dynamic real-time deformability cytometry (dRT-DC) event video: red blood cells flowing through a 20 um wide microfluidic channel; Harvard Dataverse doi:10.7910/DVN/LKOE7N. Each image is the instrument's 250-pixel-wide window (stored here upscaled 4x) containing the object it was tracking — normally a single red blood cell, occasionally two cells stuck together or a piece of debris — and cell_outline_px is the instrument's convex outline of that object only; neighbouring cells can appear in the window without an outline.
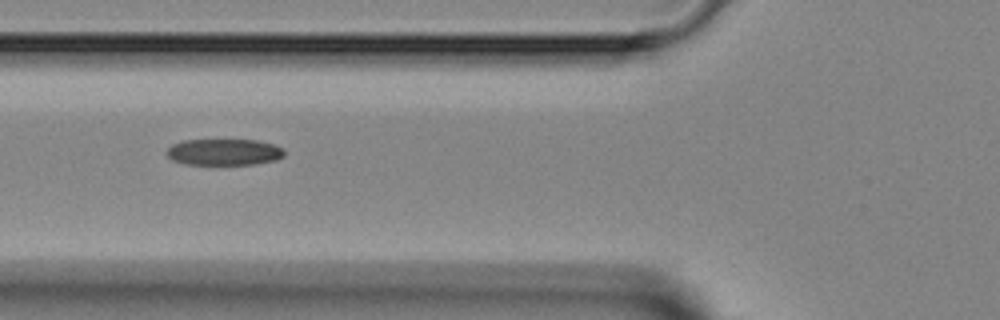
{"species": "Egyptian fruit bat (a non-hibernating species)", "species_latin": "Rousettus aegyptiacus", "temperature_condition": "room temperature", "stored_images_in_passage": 4, "camera_frame_rate_fps": 3000, "um_per_image_px": 0.085, "animal": {"sex": "female"}, "frame": {"image": 1, "passage_image": 4, "time_ms": 4.333, "image_size_px": [1000, 320], "cell_outline_px": [[284, 156], [276, 160], [256, 164], [188, 164], [172, 160], [168, 156], [168, 148], [172, 144], [184, 140], [256, 140], [272, 144], [284, 148]], "centroid_in_image_um": [19.07, 12.92], "position_along_channel_um": 106.7, "area_um2": 17.98}}